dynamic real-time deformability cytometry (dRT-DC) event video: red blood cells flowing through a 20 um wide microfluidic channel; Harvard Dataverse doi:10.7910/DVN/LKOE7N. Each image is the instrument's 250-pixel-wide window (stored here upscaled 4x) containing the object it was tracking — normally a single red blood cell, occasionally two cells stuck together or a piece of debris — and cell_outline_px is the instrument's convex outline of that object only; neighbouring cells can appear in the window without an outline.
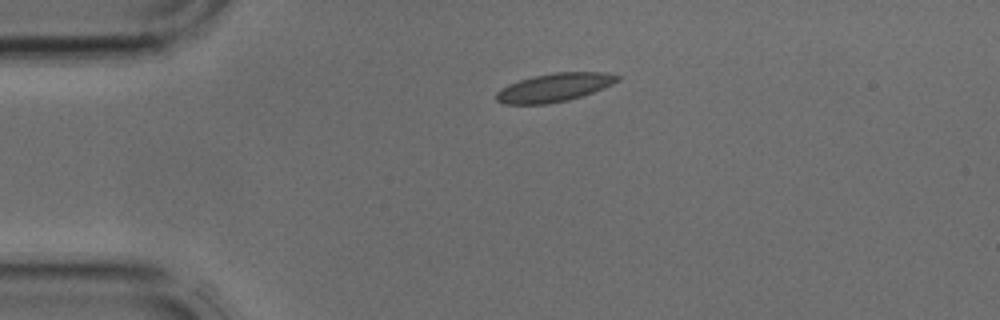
{"species": "common noctule bat (a hibernating species)", "species_latin": "Nyctalus noctula", "temperature_condition": "cold", "stored_images_in_passage": 3, "camera_frame_rate_fps": 3000, "um_per_image_px": 0.085, "animal": {"sex": "male", "body_mass_g": 17.9, "forearm_length_mm": 54.2}, "frame": {"image": 1, "passage_image": 2, "time_ms": 0.333, "image_size_px": [1000, 320], "cell_outline_px": [[620, 80], [612, 84], [592, 92], [568, 100], [548, 104], [504, 104], [496, 100], [496, 92], [500, 88], [508, 84], [532, 76], [552, 72], [604, 72], [620, 76]], "centroid_in_image_um": [47.08, 7.43], "position_along_channel_um": 37.9, "area_um2": 20.06}}